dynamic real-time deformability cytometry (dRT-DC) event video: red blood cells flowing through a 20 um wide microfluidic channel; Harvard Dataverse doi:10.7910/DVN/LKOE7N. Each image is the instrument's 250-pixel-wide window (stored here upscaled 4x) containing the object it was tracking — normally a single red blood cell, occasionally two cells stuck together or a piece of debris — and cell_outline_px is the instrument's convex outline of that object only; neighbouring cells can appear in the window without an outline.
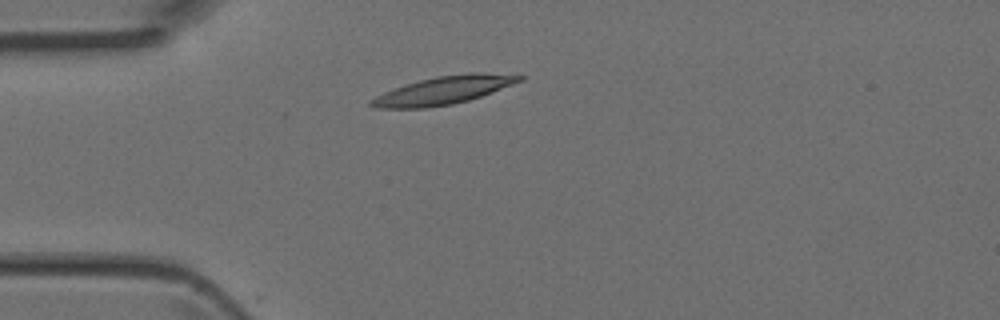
{"species": "Egyptian fruit bat (a non-hibernating species)", "species_latin": "Rousettus aegyptiacus", "temperature_condition": "room temperature", "stored_images_in_passage": 2, "camera_frame_rate_fps": 3000, "um_per_image_px": 0.085, "animal": {"sex": "female"}, "frame": {"image": 1, "passage_image": 2, "time_ms": 0.333, "image_size_px": [1000, 320], "cell_outline_px": [[524, 80], [492, 92], [468, 100], [452, 104], [424, 108], [376, 108], [368, 104], [368, 100], [384, 92], [420, 80], [436, 76], [468, 72], [484, 72], [524, 76]], "centroid_in_image_um": [37.71, 7.67], "position_along_channel_um": 47.3, "area_um2": 24.04}}